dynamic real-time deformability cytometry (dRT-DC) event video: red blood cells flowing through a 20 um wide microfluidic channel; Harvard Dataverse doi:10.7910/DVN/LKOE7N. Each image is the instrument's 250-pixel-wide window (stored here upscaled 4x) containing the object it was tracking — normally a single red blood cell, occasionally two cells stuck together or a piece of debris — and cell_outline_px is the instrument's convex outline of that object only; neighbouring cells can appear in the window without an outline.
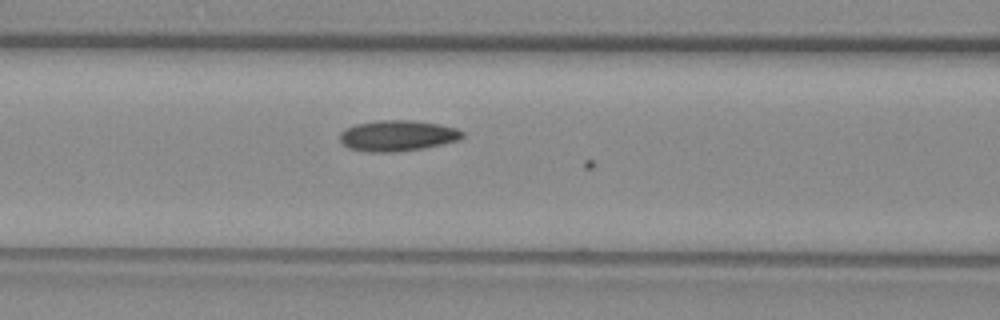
{"species": "common noctule bat (a hibernating species)", "species_latin": "Nyctalus noctula", "temperature_condition": "warm", "stored_images_in_passage": 10, "camera_frame_rate_fps": 3000, "um_per_image_px": 0.085, "animal": {"sex": "female", "body_mass_g": 29.2, "forearm_length_mm": 56.3}, "frame": {"image": 1, "passage_image": 8, "time_ms": 2.333, "image_size_px": [1000, 320], "cell_outline_px": [[464, 136], [460, 140], [444, 144], [424, 148], [396, 152], [368, 152], [348, 148], [340, 140], [340, 132], [356, 124], [376, 120], [408, 120], [440, 124], [456, 128], [464, 132]], "centroid_in_image_um": [33.82, 11.54], "position_along_channel_um": 132.8, "area_um2": 22.14}}